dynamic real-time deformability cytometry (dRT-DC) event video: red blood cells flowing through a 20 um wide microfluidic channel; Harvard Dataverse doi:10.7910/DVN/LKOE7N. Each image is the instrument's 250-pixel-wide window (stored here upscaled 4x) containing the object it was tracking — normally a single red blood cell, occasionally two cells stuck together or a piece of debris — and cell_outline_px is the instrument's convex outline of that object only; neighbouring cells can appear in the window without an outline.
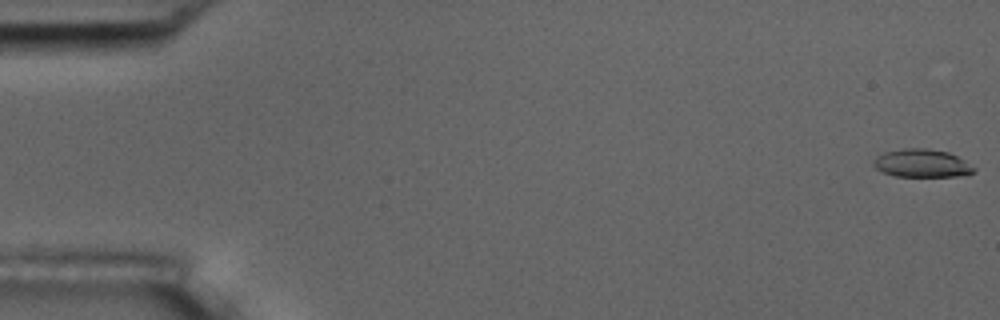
{"species": "common noctule bat (a hibernating species)", "species_latin": "Nyctalus noctula", "temperature_condition": "room temperature", "stored_images_in_passage": 6, "camera_frame_rate_fps": 3000, "um_per_image_px": 0.085, "animal": {"sex": "male", "body_mass_g": 17.5, "forearm_length_mm": 52.3}, "frame": {"image": 1, "passage_image": 1, "time_ms": 0.0, "image_size_px": [1000, 320], "cell_outline_px": [[976, 172], [968, 176], [896, 176], [884, 172], [876, 168], [872, 164], [872, 160], [876, 156], [884, 152], [904, 148], [928, 148], [948, 152], [964, 160], [976, 168]], "centroid_in_image_um": [78.38, 13.88], "position_along_channel_um": 6.6, "area_um2": 16.59}}
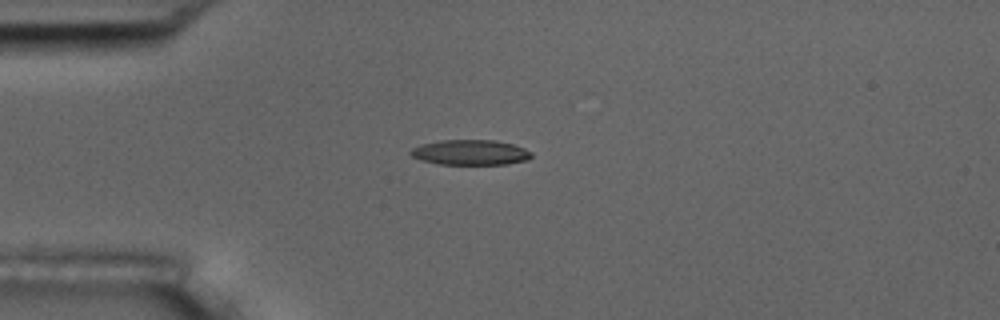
{"frame": {"image": 2, "passage_image": 5, "time_ms": 4.667, "image_size_px": [1000, 320], "cell_outline_px": [[532, 156], [528, 160], [508, 164], [440, 164], [420, 160], [412, 156], [408, 152], [412, 148], [420, 144], [440, 140], [496, 140], [512, 144], [524, 148], [532, 152]], "centroid_in_image_um": [39.97, 12.95], "position_along_channel_um": 45.0, "area_um2": 17.86}}